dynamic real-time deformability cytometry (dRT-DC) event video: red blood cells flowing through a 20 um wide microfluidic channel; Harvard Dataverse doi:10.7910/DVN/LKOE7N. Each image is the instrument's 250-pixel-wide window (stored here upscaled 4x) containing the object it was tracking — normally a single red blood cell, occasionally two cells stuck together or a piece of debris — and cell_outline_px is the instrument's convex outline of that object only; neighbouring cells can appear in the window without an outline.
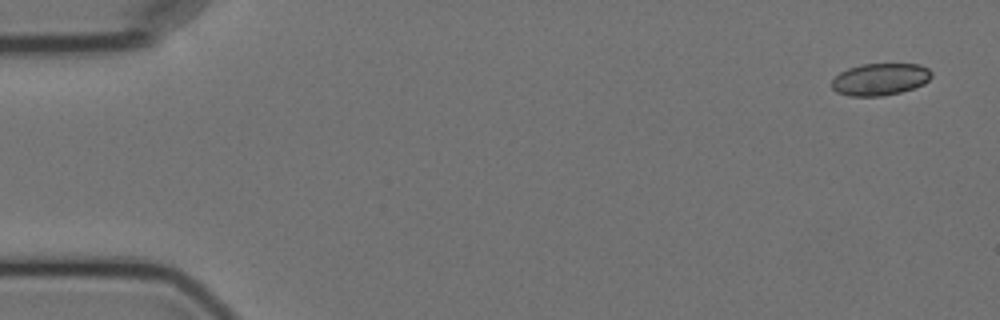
{"species": "Egyptian fruit bat (a non-hibernating species)", "species_latin": "Rousettus aegyptiacus", "temperature_condition": "cold", "stored_images_in_passage": 6, "camera_frame_rate_fps": 3000, "um_per_image_px": 0.085, "animal": {"sex": "female"}, "frame": {"image": 1, "passage_image": 1, "time_ms": 0.0, "image_size_px": [1000, 320], "cell_outline_px": [[932, 76], [924, 84], [916, 88], [900, 92], [880, 96], [848, 96], [836, 92], [832, 88], [832, 80], [840, 72], [848, 68], [860, 64], [920, 64], [928, 68], [932, 72]], "centroid_in_image_um": [74.82, 6.74], "position_along_channel_um": 10.2, "area_um2": 18.79}}
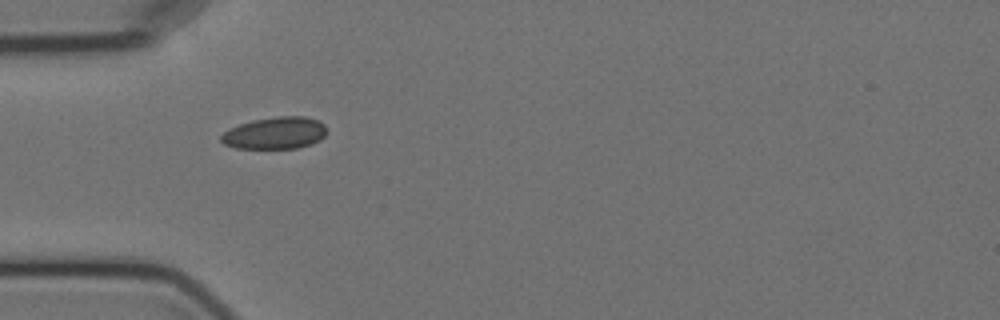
{"frame": {"image": 2, "passage_image": 5, "time_ms": 5.0, "image_size_px": [1000, 320], "cell_outline_px": [[328, 132], [320, 140], [312, 144], [296, 148], [236, 148], [224, 144], [220, 140], [220, 136], [224, 132], [240, 124], [252, 120], [276, 116], [304, 116], [316, 120], [324, 124], [328, 128]], "centroid_in_image_um": [23.41, 11.3], "position_along_channel_um": 61.6, "area_um2": 19.77}}
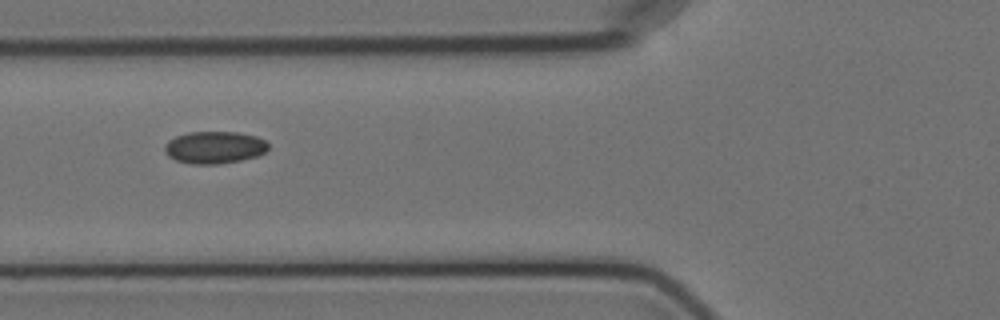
{"frame": {"image": 3, "passage_image": 6, "time_ms": 6.333, "image_size_px": [1000, 320], "cell_outline_px": [[268, 148], [264, 152], [256, 156], [240, 160], [216, 164], [192, 164], [176, 160], [168, 156], [164, 152], [164, 144], [168, 140], [176, 136], [188, 132], [236, 132], [256, 136], [264, 140], [268, 144]], "centroid_in_image_um": [18.19, 12.52], "position_along_channel_um": 107.6, "area_um2": 19.42}}